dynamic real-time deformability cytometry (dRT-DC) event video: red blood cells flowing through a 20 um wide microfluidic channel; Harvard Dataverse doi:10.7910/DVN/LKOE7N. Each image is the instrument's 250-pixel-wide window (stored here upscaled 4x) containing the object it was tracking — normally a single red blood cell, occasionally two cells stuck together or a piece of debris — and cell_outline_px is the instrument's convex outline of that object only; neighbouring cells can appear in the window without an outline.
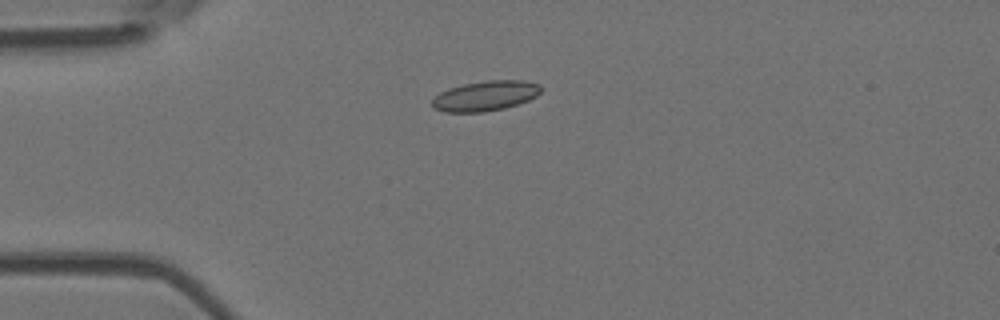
{"species": "Egyptian fruit bat (a non-hibernating species)", "species_latin": "Rousettus aegyptiacus", "temperature_condition": "room temperature", "stored_images_in_passage": 6, "camera_frame_rate_fps": 3000, "um_per_image_px": 0.085, "animal": {"sex": "female"}, "frame": {"image": 1, "passage_image": 3, "time_ms": 2.333, "image_size_px": [1000, 320], "cell_outline_px": [[544, 88], [536, 96], [528, 100], [504, 108], [484, 112], [444, 112], [432, 108], [432, 100], [440, 92], [448, 88], [464, 84], [488, 80], [524, 80], [540, 84]], "centroid_in_image_um": [41.26, 8.14], "position_along_channel_um": 43.7, "area_um2": 19.13}}
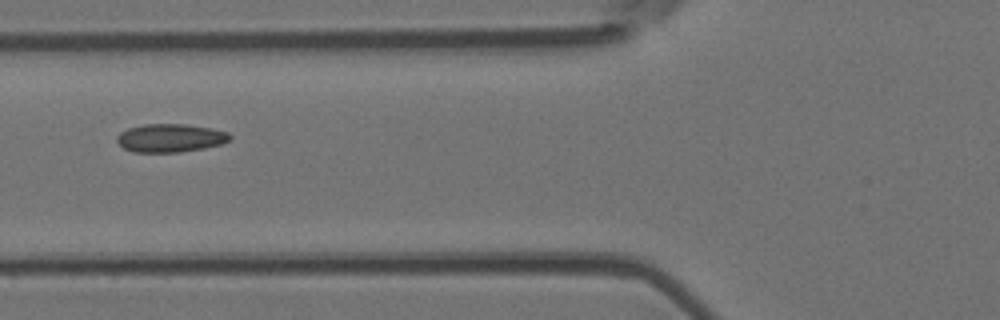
{"frame": {"image": 2, "passage_image": 5, "time_ms": 4.667, "image_size_px": [1000, 320], "cell_outline_px": [[232, 136], [228, 140], [220, 144], [204, 148], [180, 152], [136, 152], [124, 148], [116, 140], [116, 136], [120, 132], [128, 128], [144, 124], [184, 124], [208, 128], [228, 132]], "centroid_in_image_um": [14.45, 11.73], "position_along_channel_um": 111.4, "area_um2": 18.44}}
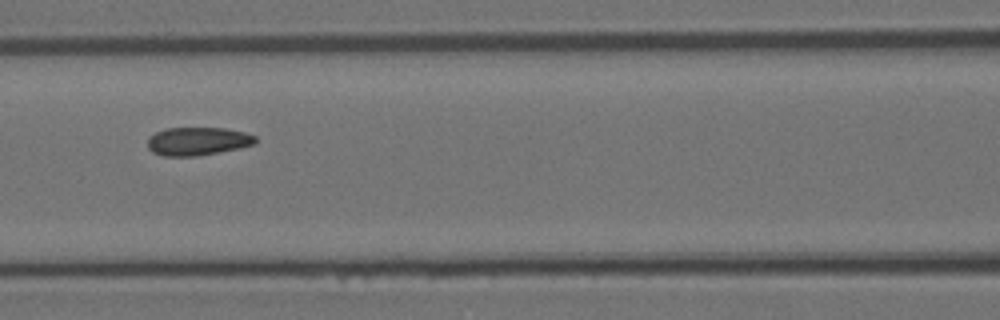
{"frame": {"image": 3, "passage_image": 6, "time_ms": 5.667, "image_size_px": [1000, 320], "cell_outline_px": [[256, 144], [240, 148], [196, 156], [164, 156], [152, 152], [148, 148], [148, 136], [156, 132], [168, 128], [224, 128], [244, 132], [256, 136]], "centroid_in_image_um": [16.8, 12.01], "position_along_channel_um": 149.8, "area_um2": 17.74}}